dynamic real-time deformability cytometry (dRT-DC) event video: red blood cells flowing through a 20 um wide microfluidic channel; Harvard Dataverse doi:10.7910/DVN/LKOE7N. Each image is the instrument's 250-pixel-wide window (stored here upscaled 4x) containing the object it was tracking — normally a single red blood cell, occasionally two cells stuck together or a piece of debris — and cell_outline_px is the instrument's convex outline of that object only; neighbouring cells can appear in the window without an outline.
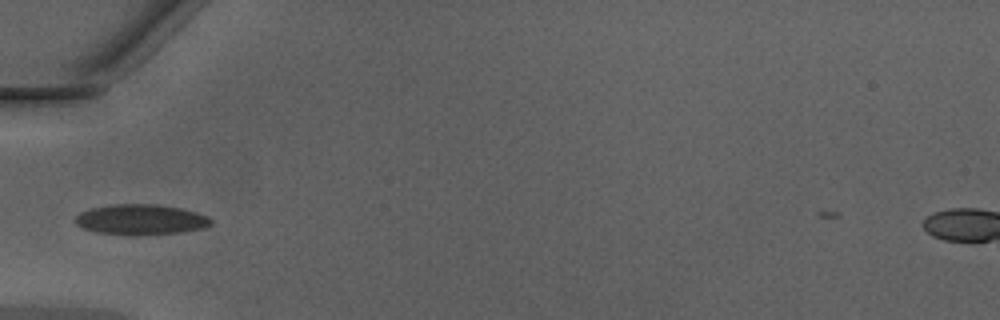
{"species": "Egyptian fruit bat (a non-hibernating species)", "species_latin": "Rousettus aegyptiacus", "temperature_condition": "warm", "stored_images_in_passage": 32, "camera_frame_rate_fps": 3000, "um_per_image_px": 0.085, "animal": {"sex": "male"}, "frame": {"image": 1, "passage_image": 1, "time_ms": 0.0, "image_size_px": [1000, 320], "cell_outline_px": [[212, 224], [204, 228], [184, 232], [140, 236], [128, 236], [96, 232], [84, 228], [76, 224], [76, 216], [80, 212], [92, 208], [112, 204], [156, 204], [184, 208], [208, 216], [212, 220]], "centroid_in_image_um": [12.01, 18.68], "position_along_channel_um": 73.0, "area_um2": 24.51}}
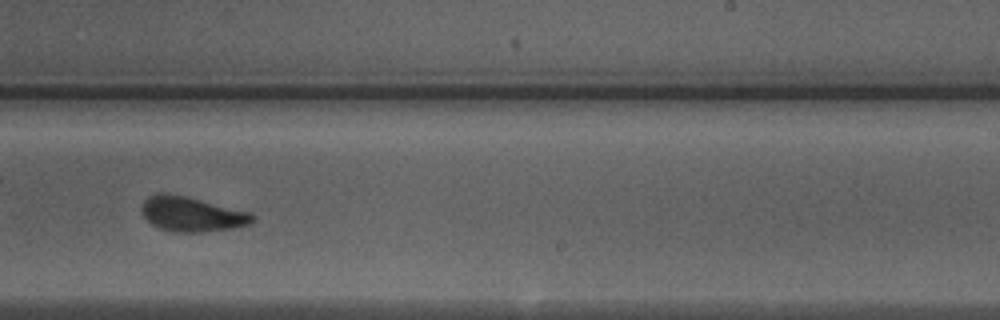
{"frame": {"image": 2, "passage_image": 15, "time_ms": 4.667, "image_size_px": [1000, 320], "cell_outline_px": [[256, 220], [252, 224], [232, 228], [200, 232], [172, 232], [156, 228], [144, 216], [144, 200], [148, 196], [156, 192], [168, 192], [188, 196], [252, 212], [256, 216]], "centroid_in_image_um": [16.35, 18.19], "position_along_channel_um": 272.6, "area_um2": 22.89}}
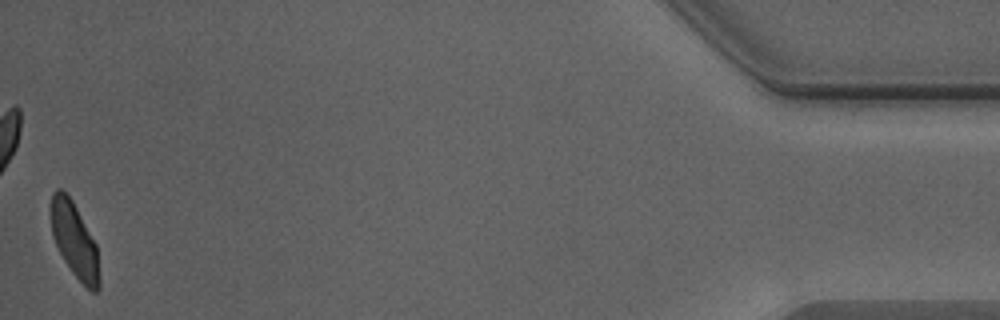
{"frame": {"image": 3, "passage_image": 32, "time_ms": 10.333, "image_size_px": [1000, 320], "cell_outline_px": [[100, 288], [96, 292], [92, 292], [72, 272], [64, 260], [56, 244], [52, 232], [48, 208], [52, 192], [56, 188], [60, 188], [72, 200], [96, 244], [100, 280]], "centroid_in_image_um": [6.3, 20.38], "position_along_channel_um": 428.9, "area_um2": 21.15}, "authors_computed_cell_mechanics": {"area_um2": 22.542, "velocity_mm_per_s": 4.2839, "shape_relaxation_time_tau1_ms": 3.0298, "shape_relaxation_time_tau2_ms": 0.7194, "deformation_change_tau1": 0.1222, "deformation_change_tau2": 0.0497}}